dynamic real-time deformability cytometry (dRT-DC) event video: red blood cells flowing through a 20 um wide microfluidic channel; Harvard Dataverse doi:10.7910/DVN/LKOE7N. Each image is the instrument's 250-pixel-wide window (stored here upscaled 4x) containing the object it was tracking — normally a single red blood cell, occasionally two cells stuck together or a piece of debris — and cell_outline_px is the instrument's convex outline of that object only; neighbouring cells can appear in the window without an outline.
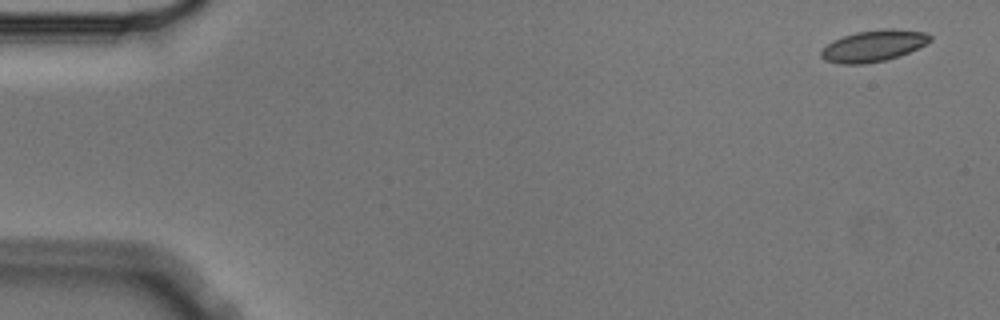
{"species": "Egyptian fruit bat (a non-hibernating species)", "species_latin": "Rousettus aegyptiacus", "temperature_condition": "cold", "stored_images_in_passage": 4, "camera_frame_rate_fps": 3000, "um_per_image_px": 0.085, "animal": {"sex": "male"}, "frame": {"image": 1, "passage_image": 1, "time_ms": 0.0, "image_size_px": [1000, 320], "cell_outline_px": [[932, 40], [908, 52], [884, 60], [864, 64], [840, 64], [824, 60], [820, 56], [820, 52], [832, 40], [856, 32], [888, 28], [892, 28], [924, 32], [932, 36]], "centroid_in_image_um": [74.21, 3.89], "position_along_channel_um": 10.8, "area_um2": 19.71}}
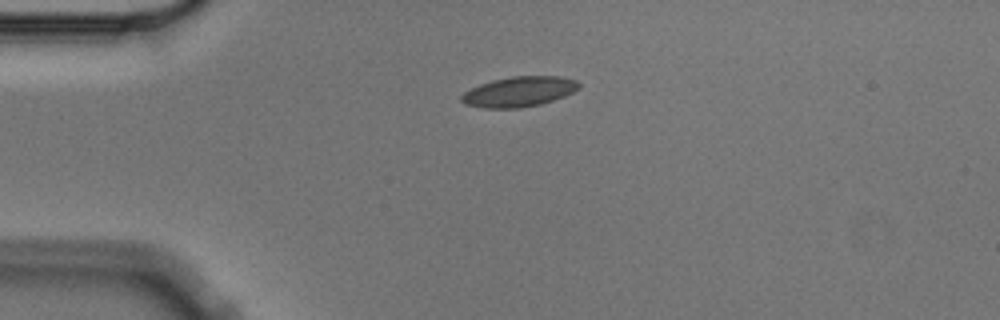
{"frame": {"image": 2, "passage_image": 4, "time_ms": 1.0, "image_size_px": [1000, 320], "cell_outline_px": [[580, 88], [564, 96], [540, 104], [520, 108], [484, 108], [464, 104], [460, 100], [460, 96], [464, 92], [480, 84], [492, 80], [512, 76], [560, 76], [576, 80], [580, 84]], "centroid_in_image_um": [44.1, 7.79], "position_along_channel_um": 40.9, "area_um2": 20.63}}